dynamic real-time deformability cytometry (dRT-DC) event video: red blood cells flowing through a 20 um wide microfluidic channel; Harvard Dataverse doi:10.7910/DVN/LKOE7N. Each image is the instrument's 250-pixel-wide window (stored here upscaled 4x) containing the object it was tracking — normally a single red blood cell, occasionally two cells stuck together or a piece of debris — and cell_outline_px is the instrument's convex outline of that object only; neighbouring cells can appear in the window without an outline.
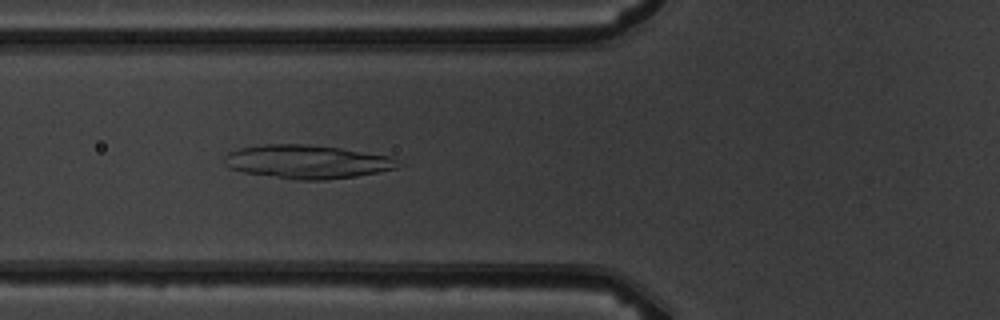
{"species": "common noctule bat (a hibernating species)", "species_latin": "Nyctalus noctula", "temperature_condition": "warm", "stored_images_in_passage": 5, "camera_frame_rate_fps": 3000, "um_per_image_px": 0.085, "animal": {"sex": "male", "body_mass_g": 19.5, "forearm_length_mm": 54.6}, "frame": {"image": 1, "passage_image": 5, "time_ms": 4.333, "image_size_px": [1000, 320], "cell_outline_px": [[396, 168], [356, 176], [324, 180], [296, 180], [244, 172], [232, 168], [224, 160], [224, 156], [228, 152], [240, 148], [264, 144], [308, 144], [340, 148], [392, 156]], "centroid_in_image_um": [26.06, 13.74], "position_along_channel_um": 99.7, "area_um2": 33.52}}